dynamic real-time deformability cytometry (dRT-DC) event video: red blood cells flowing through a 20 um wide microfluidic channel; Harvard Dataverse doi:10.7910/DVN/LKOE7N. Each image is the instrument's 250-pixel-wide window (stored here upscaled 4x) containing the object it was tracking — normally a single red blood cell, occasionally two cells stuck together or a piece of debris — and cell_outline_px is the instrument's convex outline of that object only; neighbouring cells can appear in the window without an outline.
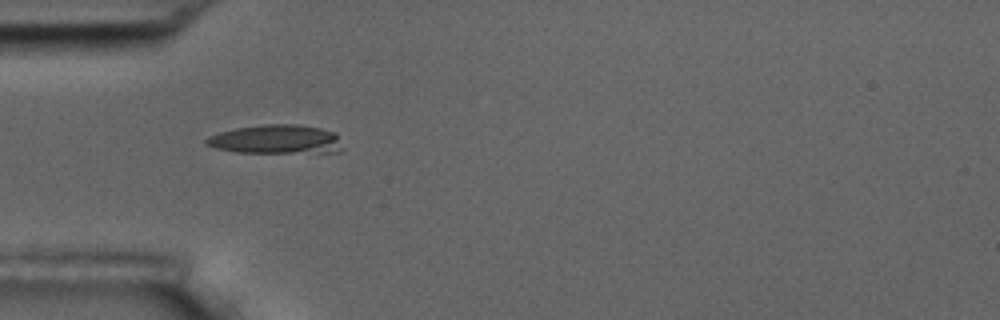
{"species": "common noctule bat (a hibernating species)", "species_latin": "Nyctalus noctula", "temperature_condition": "room temperature", "stored_images_in_passage": 2, "camera_frame_rate_fps": 3000, "um_per_image_px": 0.085, "animal": {"sex": "male", "body_mass_g": 17.5, "forearm_length_mm": 52.3}, "frame": {"image": 1, "passage_image": 1, "time_ms": 0.0, "image_size_px": [1000, 320], "cell_outline_px": [[344, 148], [340, 152], [240, 152], [216, 148], [204, 144], [204, 140], [208, 136], [220, 132], [236, 128], [264, 124], [296, 124], [320, 128], [336, 132]], "centroid_in_image_um": [23.5, 11.84], "position_along_channel_um": 61.5, "area_um2": 23.06}}